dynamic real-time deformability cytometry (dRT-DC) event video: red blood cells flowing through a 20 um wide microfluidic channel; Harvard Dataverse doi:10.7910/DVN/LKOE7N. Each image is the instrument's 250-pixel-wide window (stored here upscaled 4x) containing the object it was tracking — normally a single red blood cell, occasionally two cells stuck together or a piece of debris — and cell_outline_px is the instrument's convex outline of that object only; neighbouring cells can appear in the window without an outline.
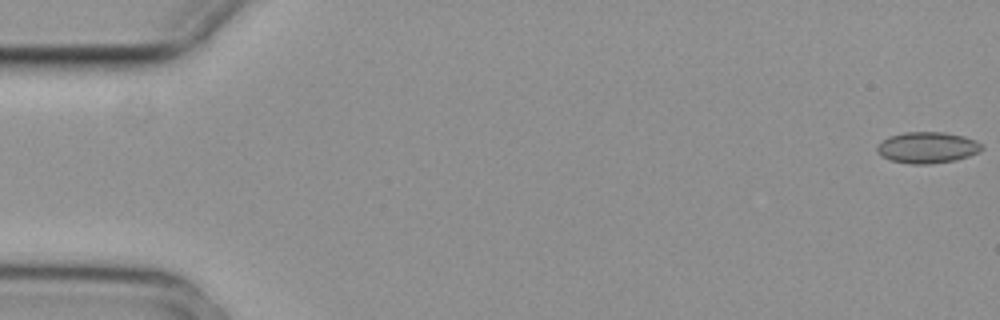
{"species": "common noctule bat (a hibernating species)", "species_latin": "Nyctalus noctula", "temperature_condition": "cold", "stored_images_in_passage": 5, "camera_frame_rate_fps": 3000, "um_per_image_px": 0.085, "animal": {"sex": "female", "body_mass_g": 29.2, "forearm_length_mm": 56.3}, "frame": {"image": 1, "passage_image": 1, "time_ms": 0.0, "image_size_px": [1000, 320], "cell_outline_px": [[984, 148], [980, 152], [956, 160], [932, 164], [908, 164], [888, 160], [880, 156], [876, 152], [876, 144], [880, 140], [888, 136], [904, 132], [944, 132], [964, 136], [976, 140], [984, 144]], "centroid_in_image_um": [78.79, 12.54], "position_along_channel_um": 6.2, "area_um2": 19.65}}
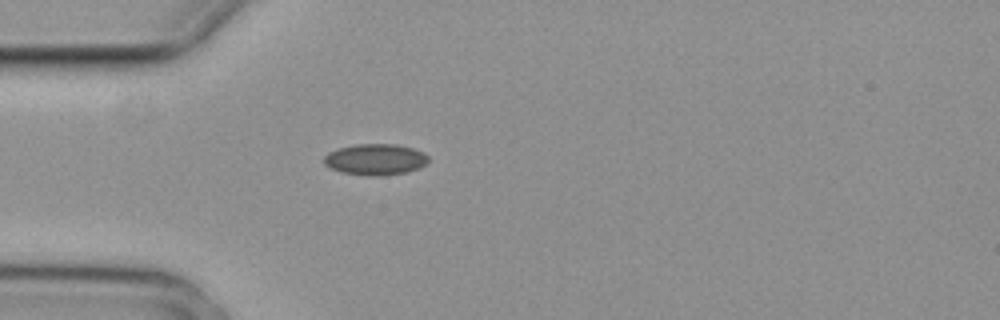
{"frame": {"image": 2, "passage_image": 5, "time_ms": 1.333, "image_size_px": [1000, 320], "cell_outline_px": [[428, 160], [424, 164], [416, 168], [404, 172], [376, 176], [368, 176], [340, 172], [324, 164], [324, 156], [328, 152], [340, 148], [356, 144], [396, 144], [412, 148], [424, 152], [428, 156]], "centroid_in_image_um": [31.88, 13.54], "position_along_channel_um": 53.1, "area_um2": 18.73}}